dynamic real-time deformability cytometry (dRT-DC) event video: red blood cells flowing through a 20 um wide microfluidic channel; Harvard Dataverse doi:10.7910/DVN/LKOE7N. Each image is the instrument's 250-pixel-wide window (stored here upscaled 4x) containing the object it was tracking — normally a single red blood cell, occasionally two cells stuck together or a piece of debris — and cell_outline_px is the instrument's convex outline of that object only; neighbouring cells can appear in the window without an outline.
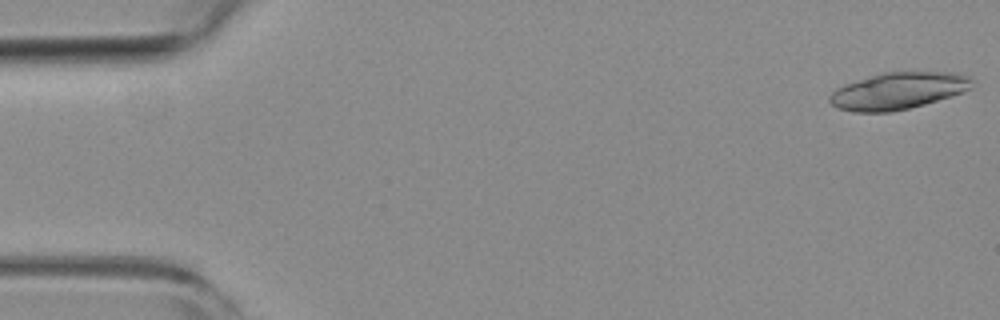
{"species": "common noctule bat (a hibernating species)", "species_latin": "Nyctalus noctula", "temperature_condition": "room temperature", "stored_images_in_passage": 52, "segment_of_instrument_passage": [1, 2], "camera_frame_rate_fps": 3000, "um_per_image_px": 0.085, "animal": {"sex": "female", "body_mass_g": 19.3, "forearm_length_mm": 54.1}, "frame": {"image": 1, "passage_image": 1, "time_ms": 0.0, "image_size_px": [1000, 320], "cell_outline_px": [[976, 80], [972, 88], [964, 92], [924, 104], [892, 112], [852, 112], [840, 108], [832, 104], [828, 100], [828, 96], [836, 88], [844, 84], [884, 72], [952, 72], [968, 76]], "centroid_in_image_um": [76.37, 7.72], "position_along_channel_um": 8.6, "area_um2": 30.63}}